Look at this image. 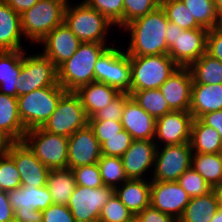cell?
Segmentation results:
<instances>
[{"instance_id": "cell-32", "label": "cell", "mask_w": 222, "mask_h": 222, "mask_svg": "<svg viewBox=\"0 0 222 222\" xmlns=\"http://www.w3.org/2000/svg\"><path fill=\"white\" fill-rule=\"evenodd\" d=\"M191 167L216 189L222 183V153H193Z\"/></svg>"}, {"instance_id": "cell-41", "label": "cell", "mask_w": 222, "mask_h": 222, "mask_svg": "<svg viewBox=\"0 0 222 222\" xmlns=\"http://www.w3.org/2000/svg\"><path fill=\"white\" fill-rule=\"evenodd\" d=\"M93 9L98 10L115 26L123 27V0H84Z\"/></svg>"}, {"instance_id": "cell-44", "label": "cell", "mask_w": 222, "mask_h": 222, "mask_svg": "<svg viewBox=\"0 0 222 222\" xmlns=\"http://www.w3.org/2000/svg\"><path fill=\"white\" fill-rule=\"evenodd\" d=\"M73 171L76 185L99 188L104 186L98 164L79 166L71 169Z\"/></svg>"}, {"instance_id": "cell-12", "label": "cell", "mask_w": 222, "mask_h": 222, "mask_svg": "<svg viewBox=\"0 0 222 222\" xmlns=\"http://www.w3.org/2000/svg\"><path fill=\"white\" fill-rule=\"evenodd\" d=\"M114 194L109 186L88 188L76 185L67 207L76 222H98L103 206Z\"/></svg>"}, {"instance_id": "cell-56", "label": "cell", "mask_w": 222, "mask_h": 222, "mask_svg": "<svg viewBox=\"0 0 222 222\" xmlns=\"http://www.w3.org/2000/svg\"><path fill=\"white\" fill-rule=\"evenodd\" d=\"M211 222H222V205H220Z\"/></svg>"}, {"instance_id": "cell-1", "label": "cell", "mask_w": 222, "mask_h": 222, "mask_svg": "<svg viewBox=\"0 0 222 222\" xmlns=\"http://www.w3.org/2000/svg\"><path fill=\"white\" fill-rule=\"evenodd\" d=\"M168 22L165 11L159 6L153 12L126 24L124 30L131 32L126 53L129 56L168 54L165 37Z\"/></svg>"}, {"instance_id": "cell-51", "label": "cell", "mask_w": 222, "mask_h": 222, "mask_svg": "<svg viewBox=\"0 0 222 222\" xmlns=\"http://www.w3.org/2000/svg\"><path fill=\"white\" fill-rule=\"evenodd\" d=\"M199 119L207 126L213 127L222 140V110L204 114Z\"/></svg>"}, {"instance_id": "cell-11", "label": "cell", "mask_w": 222, "mask_h": 222, "mask_svg": "<svg viewBox=\"0 0 222 222\" xmlns=\"http://www.w3.org/2000/svg\"><path fill=\"white\" fill-rule=\"evenodd\" d=\"M192 152L190 142L165 145L161 151L157 145L151 181H177L191 167Z\"/></svg>"}, {"instance_id": "cell-49", "label": "cell", "mask_w": 222, "mask_h": 222, "mask_svg": "<svg viewBox=\"0 0 222 222\" xmlns=\"http://www.w3.org/2000/svg\"><path fill=\"white\" fill-rule=\"evenodd\" d=\"M135 222H178L174 217L165 214L151 205L135 216Z\"/></svg>"}, {"instance_id": "cell-28", "label": "cell", "mask_w": 222, "mask_h": 222, "mask_svg": "<svg viewBox=\"0 0 222 222\" xmlns=\"http://www.w3.org/2000/svg\"><path fill=\"white\" fill-rule=\"evenodd\" d=\"M25 50L0 51V93L17 98L16 84Z\"/></svg>"}, {"instance_id": "cell-43", "label": "cell", "mask_w": 222, "mask_h": 222, "mask_svg": "<svg viewBox=\"0 0 222 222\" xmlns=\"http://www.w3.org/2000/svg\"><path fill=\"white\" fill-rule=\"evenodd\" d=\"M132 141V136L123 129L119 135L109 137L107 141L101 144V154L121 158L131 146Z\"/></svg>"}, {"instance_id": "cell-54", "label": "cell", "mask_w": 222, "mask_h": 222, "mask_svg": "<svg viewBox=\"0 0 222 222\" xmlns=\"http://www.w3.org/2000/svg\"><path fill=\"white\" fill-rule=\"evenodd\" d=\"M178 29H183V28H180L177 24L168 22L166 29L167 31L165 35L168 49H170L173 46V44H175L176 37L178 36Z\"/></svg>"}, {"instance_id": "cell-42", "label": "cell", "mask_w": 222, "mask_h": 222, "mask_svg": "<svg viewBox=\"0 0 222 222\" xmlns=\"http://www.w3.org/2000/svg\"><path fill=\"white\" fill-rule=\"evenodd\" d=\"M161 0H123V27L136 18L153 12L160 6Z\"/></svg>"}, {"instance_id": "cell-23", "label": "cell", "mask_w": 222, "mask_h": 222, "mask_svg": "<svg viewBox=\"0 0 222 222\" xmlns=\"http://www.w3.org/2000/svg\"><path fill=\"white\" fill-rule=\"evenodd\" d=\"M25 133L17 98L0 93V134L9 142H15L23 141Z\"/></svg>"}, {"instance_id": "cell-18", "label": "cell", "mask_w": 222, "mask_h": 222, "mask_svg": "<svg viewBox=\"0 0 222 222\" xmlns=\"http://www.w3.org/2000/svg\"><path fill=\"white\" fill-rule=\"evenodd\" d=\"M192 85L193 77L189 67H179L159 87V90L173 111L189 112Z\"/></svg>"}, {"instance_id": "cell-30", "label": "cell", "mask_w": 222, "mask_h": 222, "mask_svg": "<svg viewBox=\"0 0 222 222\" xmlns=\"http://www.w3.org/2000/svg\"><path fill=\"white\" fill-rule=\"evenodd\" d=\"M190 144L193 153H222V140L219 133L200 119L193 120Z\"/></svg>"}, {"instance_id": "cell-21", "label": "cell", "mask_w": 222, "mask_h": 222, "mask_svg": "<svg viewBox=\"0 0 222 222\" xmlns=\"http://www.w3.org/2000/svg\"><path fill=\"white\" fill-rule=\"evenodd\" d=\"M121 124L133 140H154L156 119L130 96L124 105Z\"/></svg>"}, {"instance_id": "cell-27", "label": "cell", "mask_w": 222, "mask_h": 222, "mask_svg": "<svg viewBox=\"0 0 222 222\" xmlns=\"http://www.w3.org/2000/svg\"><path fill=\"white\" fill-rule=\"evenodd\" d=\"M21 36L23 33L20 14L4 0H0V51L24 50L21 46Z\"/></svg>"}, {"instance_id": "cell-59", "label": "cell", "mask_w": 222, "mask_h": 222, "mask_svg": "<svg viewBox=\"0 0 222 222\" xmlns=\"http://www.w3.org/2000/svg\"><path fill=\"white\" fill-rule=\"evenodd\" d=\"M220 25H222V14L220 15Z\"/></svg>"}, {"instance_id": "cell-40", "label": "cell", "mask_w": 222, "mask_h": 222, "mask_svg": "<svg viewBox=\"0 0 222 222\" xmlns=\"http://www.w3.org/2000/svg\"><path fill=\"white\" fill-rule=\"evenodd\" d=\"M21 187L20 173L14 160L6 153L0 154V190L10 191Z\"/></svg>"}, {"instance_id": "cell-10", "label": "cell", "mask_w": 222, "mask_h": 222, "mask_svg": "<svg viewBox=\"0 0 222 222\" xmlns=\"http://www.w3.org/2000/svg\"><path fill=\"white\" fill-rule=\"evenodd\" d=\"M22 59V68L17 79V97L33 90L60 85L57 80V68L43 53L30 55Z\"/></svg>"}, {"instance_id": "cell-4", "label": "cell", "mask_w": 222, "mask_h": 222, "mask_svg": "<svg viewBox=\"0 0 222 222\" xmlns=\"http://www.w3.org/2000/svg\"><path fill=\"white\" fill-rule=\"evenodd\" d=\"M130 95L135 91L159 89L179 66L168 54L129 56Z\"/></svg>"}, {"instance_id": "cell-25", "label": "cell", "mask_w": 222, "mask_h": 222, "mask_svg": "<svg viewBox=\"0 0 222 222\" xmlns=\"http://www.w3.org/2000/svg\"><path fill=\"white\" fill-rule=\"evenodd\" d=\"M147 181L144 179H128L121 186L114 189L115 195L135 216L150 205L151 181L149 183Z\"/></svg>"}, {"instance_id": "cell-47", "label": "cell", "mask_w": 222, "mask_h": 222, "mask_svg": "<svg viewBox=\"0 0 222 222\" xmlns=\"http://www.w3.org/2000/svg\"><path fill=\"white\" fill-rule=\"evenodd\" d=\"M42 222H76L65 205L52 204L42 211Z\"/></svg>"}, {"instance_id": "cell-14", "label": "cell", "mask_w": 222, "mask_h": 222, "mask_svg": "<svg viewBox=\"0 0 222 222\" xmlns=\"http://www.w3.org/2000/svg\"><path fill=\"white\" fill-rule=\"evenodd\" d=\"M189 201V195L177 181H151L150 205L177 221L182 217Z\"/></svg>"}, {"instance_id": "cell-19", "label": "cell", "mask_w": 222, "mask_h": 222, "mask_svg": "<svg viewBox=\"0 0 222 222\" xmlns=\"http://www.w3.org/2000/svg\"><path fill=\"white\" fill-rule=\"evenodd\" d=\"M44 44L43 54L58 68L71 58L82 43L63 23L54 28L40 43Z\"/></svg>"}, {"instance_id": "cell-33", "label": "cell", "mask_w": 222, "mask_h": 222, "mask_svg": "<svg viewBox=\"0 0 222 222\" xmlns=\"http://www.w3.org/2000/svg\"><path fill=\"white\" fill-rule=\"evenodd\" d=\"M189 69L193 77V83L222 84V62L207 53L193 62Z\"/></svg>"}, {"instance_id": "cell-37", "label": "cell", "mask_w": 222, "mask_h": 222, "mask_svg": "<svg viewBox=\"0 0 222 222\" xmlns=\"http://www.w3.org/2000/svg\"><path fill=\"white\" fill-rule=\"evenodd\" d=\"M97 164L105 186L115 189L118 183L122 185L128 180L123 167L122 158L101 155Z\"/></svg>"}, {"instance_id": "cell-22", "label": "cell", "mask_w": 222, "mask_h": 222, "mask_svg": "<svg viewBox=\"0 0 222 222\" xmlns=\"http://www.w3.org/2000/svg\"><path fill=\"white\" fill-rule=\"evenodd\" d=\"M13 212L43 211L53 204L49 189L46 186L19 187L7 192Z\"/></svg>"}, {"instance_id": "cell-48", "label": "cell", "mask_w": 222, "mask_h": 222, "mask_svg": "<svg viewBox=\"0 0 222 222\" xmlns=\"http://www.w3.org/2000/svg\"><path fill=\"white\" fill-rule=\"evenodd\" d=\"M206 53L222 62V25L208 31Z\"/></svg>"}, {"instance_id": "cell-58", "label": "cell", "mask_w": 222, "mask_h": 222, "mask_svg": "<svg viewBox=\"0 0 222 222\" xmlns=\"http://www.w3.org/2000/svg\"><path fill=\"white\" fill-rule=\"evenodd\" d=\"M218 195H219V199H220V205H222V183L216 188Z\"/></svg>"}, {"instance_id": "cell-15", "label": "cell", "mask_w": 222, "mask_h": 222, "mask_svg": "<svg viewBox=\"0 0 222 222\" xmlns=\"http://www.w3.org/2000/svg\"><path fill=\"white\" fill-rule=\"evenodd\" d=\"M208 31L203 27L178 29L175 44L169 49L168 55L179 67H189L206 53Z\"/></svg>"}, {"instance_id": "cell-26", "label": "cell", "mask_w": 222, "mask_h": 222, "mask_svg": "<svg viewBox=\"0 0 222 222\" xmlns=\"http://www.w3.org/2000/svg\"><path fill=\"white\" fill-rule=\"evenodd\" d=\"M75 93L80 97L82 106L89 119L108 106L120 92L108 84L91 82L80 87Z\"/></svg>"}, {"instance_id": "cell-55", "label": "cell", "mask_w": 222, "mask_h": 222, "mask_svg": "<svg viewBox=\"0 0 222 222\" xmlns=\"http://www.w3.org/2000/svg\"><path fill=\"white\" fill-rule=\"evenodd\" d=\"M9 141L0 134V154L5 152Z\"/></svg>"}, {"instance_id": "cell-35", "label": "cell", "mask_w": 222, "mask_h": 222, "mask_svg": "<svg viewBox=\"0 0 222 222\" xmlns=\"http://www.w3.org/2000/svg\"><path fill=\"white\" fill-rule=\"evenodd\" d=\"M182 1L201 27L210 30L217 25H220V14L217 12L213 0Z\"/></svg>"}, {"instance_id": "cell-57", "label": "cell", "mask_w": 222, "mask_h": 222, "mask_svg": "<svg viewBox=\"0 0 222 222\" xmlns=\"http://www.w3.org/2000/svg\"><path fill=\"white\" fill-rule=\"evenodd\" d=\"M215 3V8L217 12L221 15L222 14V0H213Z\"/></svg>"}, {"instance_id": "cell-46", "label": "cell", "mask_w": 222, "mask_h": 222, "mask_svg": "<svg viewBox=\"0 0 222 222\" xmlns=\"http://www.w3.org/2000/svg\"><path fill=\"white\" fill-rule=\"evenodd\" d=\"M88 124L100 145L107 141V138L119 135V132L123 130L121 121L88 120Z\"/></svg>"}, {"instance_id": "cell-13", "label": "cell", "mask_w": 222, "mask_h": 222, "mask_svg": "<svg viewBox=\"0 0 222 222\" xmlns=\"http://www.w3.org/2000/svg\"><path fill=\"white\" fill-rule=\"evenodd\" d=\"M5 152L14 160L23 187L46 186L50 170L35 156L24 141L9 142Z\"/></svg>"}, {"instance_id": "cell-20", "label": "cell", "mask_w": 222, "mask_h": 222, "mask_svg": "<svg viewBox=\"0 0 222 222\" xmlns=\"http://www.w3.org/2000/svg\"><path fill=\"white\" fill-rule=\"evenodd\" d=\"M158 142L154 140H133L122 155L123 167L128 179H143L142 175L154 167Z\"/></svg>"}, {"instance_id": "cell-2", "label": "cell", "mask_w": 222, "mask_h": 222, "mask_svg": "<svg viewBox=\"0 0 222 222\" xmlns=\"http://www.w3.org/2000/svg\"><path fill=\"white\" fill-rule=\"evenodd\" d=\"M110 46L96 42H82L75 54L57 68L58 83L67 92L94 82L97 59Z\"/></svg>"}, {"instance_id": "cell-53", "label": "cell", "mask_w": 222, "mask_h": 222, "mask_svg": "<svg viewBox=\"0 0 222 222\" xmlns=\"http://www.w3.org/2000/svg\"><path fill=\"white\" fill-rule=\"evenodd\" d=\"M15 12L22 14L39 0H4Z\"/></svg>"}, {"instance_id": "cell-45", "label": "cell", "mask_w": 222, "mask_h": 222, "mask_svg": "<svg viewBox=\"0 0 222 222\" xmlns=\"http://www.w3.org/2000/svg\"><path fill=\"white\" fill-rule=\"evenodd\" d=\"M130 97L129 93L120 92L111 103L105 108L97 112L92 118L88 120H112L121 121L123 109L126 100Z\"/></svg>"}, {"instance_id": "cell-29", "label": "cell", "mask_w": 222, "mask_h": 222, "mask_svg": "<svg viewBox=\"0 0 222 222\" xmlns=\"http://www.w3.org/2000/svg\"><path fill=\"white\" fill-rule=\"evenodd\" d=\"M220 207L216 189L206 195L190 198L182 217L178 222H211Z\"/></svg>"}, {"instance_id": "cell-39", "label": "cell", "mask_w": 222, "mask_h": 222, "mask_svg": "<svg viewBox=\"0 0 222 222\" xmlns=\"http://www.w3.org/2000/svg\"><path fill=\"white\" fill-rule=\"evenodd\" d=\"M177 182L190 198L206 195L213 190L192 167L188 168Z\"/></svg>"}, {"instance_id": "cell-16", "label": "cell", "mask_w": 222, "mask_h": 222, "mask_svg": "<svg viewBox=\"0 0 222 222\" xmlns=\"http://www.w3.org/2000/svg\"><path fill=\"white\" fill-rule=\"evenodd\" d=\"M193 120L192 114L187 111L166 113L156 119L154 141H161L163 146L190 142Z\"/></svg>"}, {"instance_id": "cell-24", "label": "cell", "mask_w": 222, "mask_h": 222, "mask_svg": "<svg viewBox=\"0 0 222 222\" xmlns=\"http://www.w3.org/2000/svg\"><path fill=\"white\" fill-rule=\"evenodd\" d=\"M218 110H222V84L193 83L189 109L193 118Z\"/></svg>"}, {"instance_id": "cell-6", "label": "cell", "mask_w": 222, "mask_h": 222, "mask_svg": "<svg viewBox=\"0 0 222 222\" xmlns=\"http://www.w3.org/2000/svg\"><path fill=\"white\" fill-rule=\"evenodd\" d=\"M64 24L81 42L99 44H106L107 29L114 25L85 1L75 6H71L70 2L67 3Z\"/></svg>"}, {"instance_id": "cell-50", "label": "cell", "mask_w": 222, "mask_h": 222, "mask_svg": "<svg viewBox=\"0 0 222 222\" xmlns=\"http://www.w3.org/2000/svg\"><path fill=\"white\" fill-rule=\"evenodd\" d=\"M0 222H14V212L6 191L0 190Z\"/></svg>"}, {"instance_id": "cell-9", "label": "cell", "mask_w": 222, "mask_h": 222, "mask_svg": "<svg viewBox=\"0 0 222 222\" xmlns=\"http://www.w3.org/2000/svg\"><path fill=\"white\" fill-rule=\"evenodd\" d=\"M88 124V117L80 97L75 92H66L59 100L55 111L42 126L49 133L70 137Z\"/></svg>"}, {"instance_id": "cell-31", "label": "cell", "mask_w": 222, "mask_h": 222, "mask_svg": "<svg viewBox=\"0 0 222 222\" xmlns=\"http://www.w3.org/2000/svg\"><path fill=\"white\" fill-rule=\"evenodd\" d=\"M46 187L49 189L53 204L67 206L76 187L73 171L70 168L50 169Z\"/></svg>"}, {"instance_id": "cell-17", "label": "cell", "mask_w": 222, "mask_h": 222, "mask_svg": "<svg viewBox=\"0 0 222 222\" xmlns=\"http://www.w3.org/2000/svg\"><path fill=\"white\" fill-rule=\"evenodd\" d=\"M101 155V145L89 124L68 138V168L98 163Z\"/></svg>"}, {"instance_id": "cell-34", "label": "cell", "mask_w": 222, "mask_h": 222, "mask_svg": "<svg viewBox=\"0 0 222 222\" xmlns=\"http://www.w3.org/2000/svg\"><path fill=\"white\" fill-rule=\"evenodd\" d=\"M130 96L154 119L173 111L159 89L135 91Z\"/></svg>"}, {"instance_id": "cell-5", "label": "cell", "mask_w": 222, "mask_h": 222, "mask_svg": "<svg viewBox=\"0 0 222 222\" xmlns=\"http://www.w3.org/2000/svg\"><path fill=\"white\" fill-rule=\"evenodd\" d=\"M66 92L61 85H53L17 97L19 116L26 131L42 127Z\"/></svg>"}, {"instance_id": "cell-3", "label": "cell", "mask_w": 222, "mask_h": 222, "mask_svg": "<svg viewBox=\"0 0 222 222\" xmlns=\"http://www.w3.org/2000/svg\"><path fill=\"white\" fill-rule=\"evenodd\" d=\"M67 0H39L20 15L24 37L40 43L54 28L64 23Z\"/></svg>"}, {"instance_id": "cell-7", "label": "cell", "mask_w": 222, "mask_h": 222, "mask_svg": "<svg viewBox=\"0 0 222 222\" xmlns=\"http://www.w3.org/2000/svg\"><path fill=\"white\" fill-rule=\"evenodd\" d=\"M23 141L49 170L68 168V137L39 127L27 130Z\"/></svg>"}, {"instance_id": "cell-8", "label": "cell", "mask_w": 222, "mask_h": 222, "mask_svg": "<svg viewBox=\"0 0 222 222\" xmlns=\"http://www.w3.org/2000/svg\"><path fill=\"white\" fill-rule=\"evenodd\" d=\"M94 82L108 84L119 92L130 93L129 55L118 47H108L96 61Z\"/></svg>"}, {"instance_id": "cell-36", "label": "cell", "mask_w": 222, "mask_h": 222, "mask_svg": "<svg viewBox=\"0 0 222 222\" xmlns=\"http://www.w3.org/2000/svg\"><path fill=\"white\" fill-rule=\"evenodd\" d=\"M160 6L165 11L167 20L180 28L184 30L202 28L182 0H161Z\"/></svg>"}, {"instance_id": "cell-38", "label": "cell", "mask_w": 222, "mask_h": 222, "mask_svg": "<svg viewBox=\"0 0 222 222\" xmlns=\"http://www.w3.org/2000/svg\"><path fill=\"white\" fill-rule=\"evenodd\" d=\"M98 222H135V215L114 193L103 206Z\"/></svg>"}, {"instance_id": "cell-52", "label": "cell", "mask_w": 222, "mask_h": 222, "mask_svg": "<svg viewBox=\"0 0 222 222\" xmlns=\"http://www.w3.org/2000/svg\"><path fill=\"white\" fill-rule=\"evenodd\" d=\"M42 211L14 212V222H41Z\"/></svg>"}]
</instances>
